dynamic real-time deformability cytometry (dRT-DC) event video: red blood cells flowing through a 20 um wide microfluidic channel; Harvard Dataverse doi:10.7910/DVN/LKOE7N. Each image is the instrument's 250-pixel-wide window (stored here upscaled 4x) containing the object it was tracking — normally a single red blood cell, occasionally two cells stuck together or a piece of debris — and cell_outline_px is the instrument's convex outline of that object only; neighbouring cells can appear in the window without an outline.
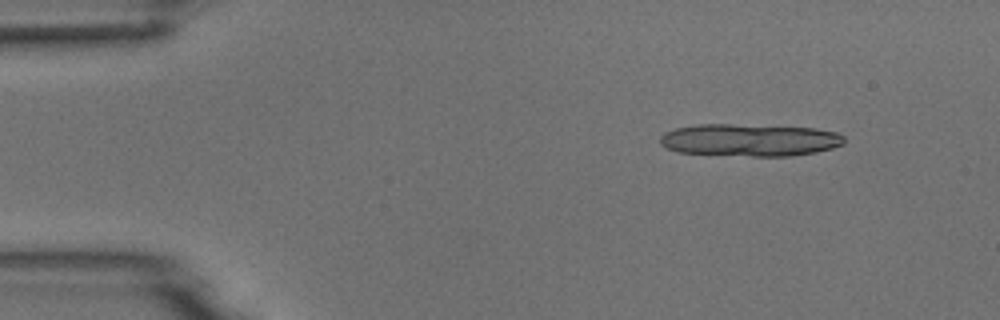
{"species": "common noctule bat (a hibernating species)", "species_latin": "Nyctalus noctula", "temperature_condition": "room temperature", "stored_images_in_passage": 3, "camera_frame_rate_fps": 3000, "um_per_image_px": 0.085, "animal": {"sex": "male", "body_mass_g": 18.8}, "frame": {"image": 1, "passage_image": 1, "time_ms": 0.0, "image_size_px": [1000, 320], "cell_outline_px": [[844, 144], [832, 148], [816, 152], [788, 156], [752, 156], [676, 152], [664, 148], [660, 144], [660, 136], [664, 132], [676, 128], [696, 124], [732, 124], [816, 128], [836, 132], [844, 136]], "centroid_in_image_um": [63.69, 11.9], "position_along_channel_um": 21.3, "area_um2": 34.91}}